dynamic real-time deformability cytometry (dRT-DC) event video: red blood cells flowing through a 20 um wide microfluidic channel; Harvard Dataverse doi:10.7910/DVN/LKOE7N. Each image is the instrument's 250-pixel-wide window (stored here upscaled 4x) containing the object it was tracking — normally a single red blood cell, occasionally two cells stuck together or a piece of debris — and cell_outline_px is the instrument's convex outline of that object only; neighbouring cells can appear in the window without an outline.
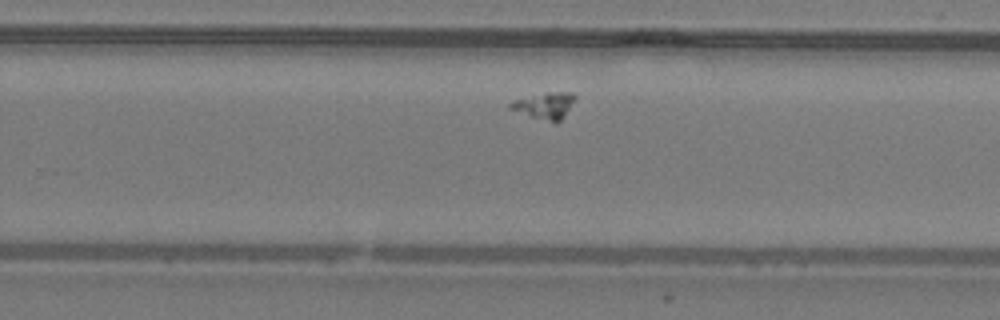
{"species": "common noctule bat (a hibernating species)", "species_latin": "Nyctalus noctula", "temperature_condition": "warm", "stored_images_in_passage": 28, "camera_frame_rate_fps": 3000, "um_per_image_px": 0.085, "animal": {"sex": "male", "body_mass_g": 19.2, "forearm_length_mm": 51.8}, "frame": {"image": 1, "passage_image": 20, "time_ms": 6.333, "image_size_px": [1000, 320], "cell_outline_px": [[576, 100], [564, 116], [556, 124], [528, 116], [508, 108], [508, 104], [512, 100], [548, 92], [572, 92], [576, 96]], "centroid_in_image_um": [46.31, 8.99], "position_along_channel_um": 283.5, "area_um2": 10.17}}